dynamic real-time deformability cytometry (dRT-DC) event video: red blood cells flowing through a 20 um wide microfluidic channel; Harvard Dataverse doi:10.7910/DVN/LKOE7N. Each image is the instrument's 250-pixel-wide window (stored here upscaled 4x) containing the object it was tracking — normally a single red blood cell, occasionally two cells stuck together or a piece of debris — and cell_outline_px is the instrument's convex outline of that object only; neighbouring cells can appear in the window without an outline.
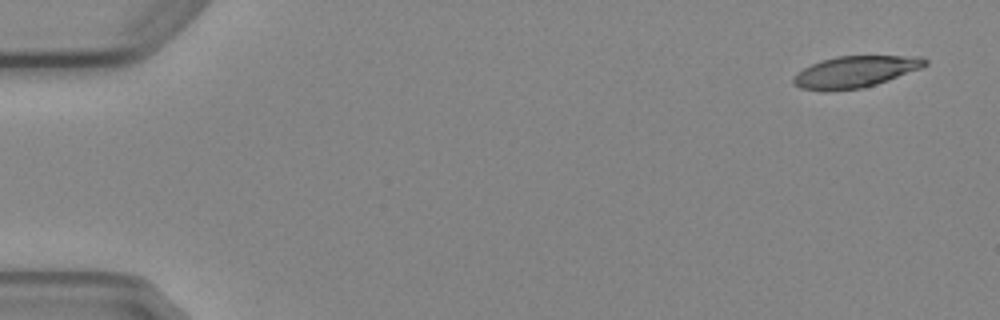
{"species": "Egyptian fruit bat (a non-hibernating species)", "species_latin": "Rousettus aegyptiacus", "temperature_condition": "cold", "stored_images_in_passage": 5, "camera_frame_rate_fps": 3000, "um_per_image_px": 0.085, "animal": {"sex": "female"}, "frame": {"image": 1, "passage_image": 1, "time_ms": 0.0, "image_size_px": [1000, 320], "cell_outline_px": [[928, 64], [920, 68], [888, 80], [876, 84], [860, 88], [828, 92], [820, 92], [800, 88], [792, 80], [796, 72], [820, 60], [836, 56], [924, 56], [928, 60]], "centroid_in_image_um": [72.66, 6.1], "position_along_channel_um": 12.3, "area_um2": 24.33}}
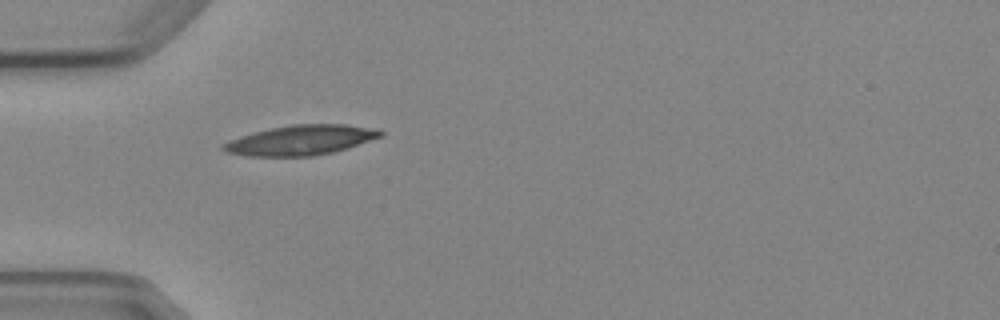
{"frame": {"image": 2, "passage_image": 5, "time_ms": 4.667, "image_size_px": [1000, 320], "cell_outline_px": [[384, 136], [332, 152], [312, 156], [248, 156], [228, 152], [220, 148], [220, 144], [228, 140], [252, 132], [292, 124], [348, 124], [380, 128], [384, 132]], "centroid_in_image_um": [25.58, 11.89], "position_along_channel_um": 59.4, "area_um2": 27.57}}